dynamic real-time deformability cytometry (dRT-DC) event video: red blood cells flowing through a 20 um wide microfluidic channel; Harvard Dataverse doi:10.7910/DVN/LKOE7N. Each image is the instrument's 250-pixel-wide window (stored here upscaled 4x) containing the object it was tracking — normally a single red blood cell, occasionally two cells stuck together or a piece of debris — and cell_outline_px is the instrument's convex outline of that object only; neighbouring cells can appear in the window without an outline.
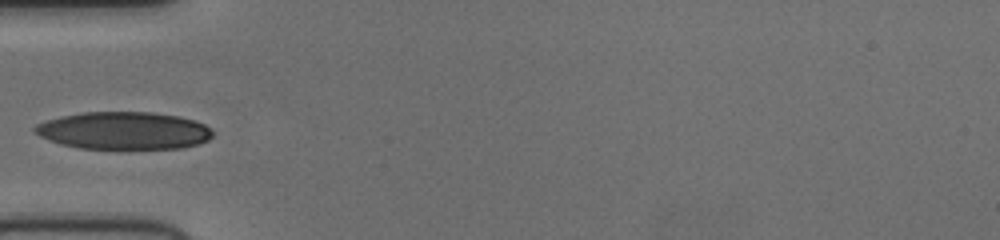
{"species": "human", "species_latin": "Homo sapiens", "temperature_condition": "cold", "stored_images_in_passage": 33, "camera_frame_rate_fps": 3000, "um_per_image_px": 0.085, "donor": {"sex": "female"}, "frame": {"image": 1, "passage_image": 1, "time_ms": 0.0, "image_size_px": [1000, 240], "cell_outline_px": [[212, 136], [208, 140], [200, 144], [184, 148], [120, 152], [80, 148], [60, 144], [48, 140], [40, 136], [32, 128], [36, 124], [60, 116], [84, 112], [152, 112], [180, 116], [196, 120], [212, 128]], "centroid_in_image_um": [10.57, 11.15], "position_along_channel_um": 74.4, "area_um2": 40.52}}
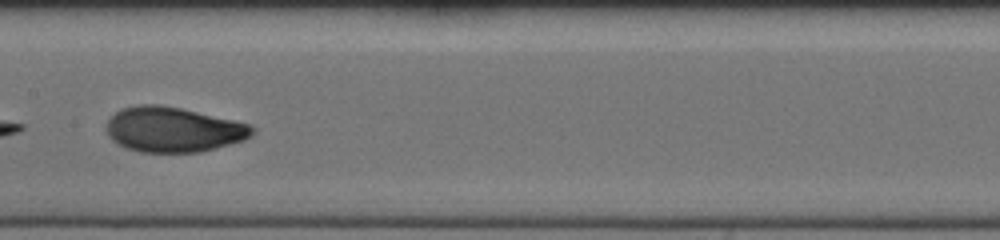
{"frame": {"image": 2, "passage_image": 10, "time_ms": 3.0, "image_size_px": [1000, 240], "cell_outline_px": [[256, 132], [252, 136], [244, 140], [200, 152], [140, 152], [128, 148], [112, 140], [108, 136], [108, 120], [120, 108], [140, 104], [160, 104], [180, 108], [232, 120], [248, 124], [256, 128]], "centroid_in_image_um": [14.74, 11.01], "position_along_channel_um": 192.7, "area_um2": 38.03}}
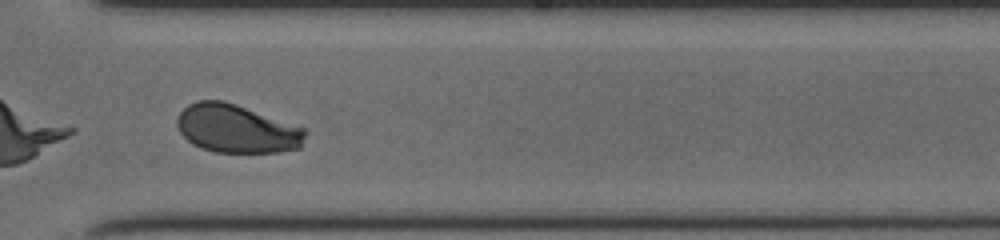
{"frame": {"image": 3, "passage_image": 22, "time_ms": 7.0, "image_size_px": [1000, 240], "cell_outline_px": [[304, 136], [300, 148], [276, 152], [216, 152], [200, 148], [192, 144], [180, 132], [176, 124], [176, 120], [180, 112], [188, 104], [196, 100], [224, 100], [236, 104], [304, 128]], "centroid_in_image_um": [20.06, 10.93], "position_along_channel_um": 350.5, "area_um2": 35.89}}